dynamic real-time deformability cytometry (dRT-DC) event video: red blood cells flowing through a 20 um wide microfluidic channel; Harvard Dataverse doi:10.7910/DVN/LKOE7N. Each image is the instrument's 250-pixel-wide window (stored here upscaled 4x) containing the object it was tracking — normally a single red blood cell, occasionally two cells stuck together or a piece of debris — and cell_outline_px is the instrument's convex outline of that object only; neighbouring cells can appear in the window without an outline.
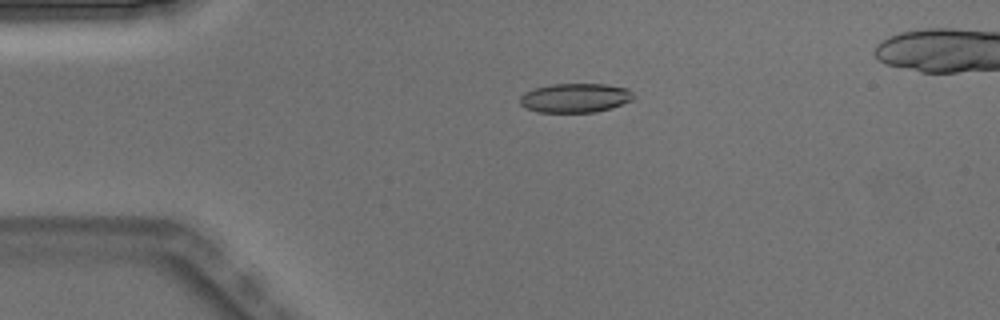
{"species": "Egyptian fruit bat (a non-hibernating species)", "species_latin": "Rousettus aegyptiacus", "temperature_condition": "warm", "stored_images_in_passage": 5, "camera_frame_rate_fps": 3000, "um_per_image_px": 0.085, "animal": {"sex": "male"}, "frame": {"image": 1, "passage_image": 3, "time_ms": 0.667, "image_size_px": [1000, 320], "cell_outline_px": [[636, 96], [632, 100], [612, 108], [596, 112], [536, 112], [524, 108], [520, 104], [520, 96], [524, 92], [536, 88], [552, 84], [604, 84], [628, 88]], "centroid_in_image_um": [48.9, 8.33], "position_along_channel_um": 36.1, "area_um2": 19.48}}